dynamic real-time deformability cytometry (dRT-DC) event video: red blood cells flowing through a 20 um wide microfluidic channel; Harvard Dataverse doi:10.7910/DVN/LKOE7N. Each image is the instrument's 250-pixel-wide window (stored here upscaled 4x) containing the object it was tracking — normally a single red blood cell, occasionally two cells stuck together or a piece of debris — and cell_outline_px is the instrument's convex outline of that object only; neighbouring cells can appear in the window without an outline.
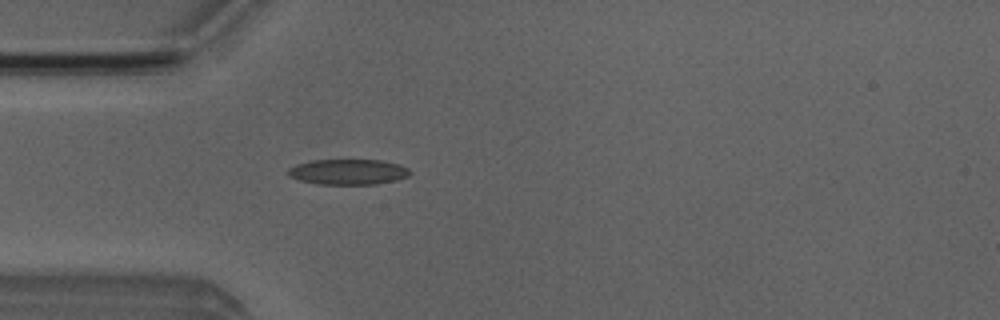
{"species": "Egyptian fruit bat (a non-hibernating species)", "species_latin": "Rousettus aegyptiacus", "temperature_condition": "room temperature", "stored_images_in_passage": 4, "camera_frame_rate_fps": 3000, "um_per_image_px": 0.085, "animal": {"sex": "male"}, "frame": {"image": 1, "passage_image": 4, "time_ms": 3.333, "image_size_px": [1000, 320], "cell_outline_px": [[412, 172], [408, 176], [396, 180], [376, 184], [316, 184], [300, 180], [288, 176], [288, 168], [296, 164], [312, 160], [380, 160], [400, 164], [408, 168]], "centroid_in_image_um": [29.59, 14.61], "position_along_channel_um": 55.4, "area_um2": 18.15}}